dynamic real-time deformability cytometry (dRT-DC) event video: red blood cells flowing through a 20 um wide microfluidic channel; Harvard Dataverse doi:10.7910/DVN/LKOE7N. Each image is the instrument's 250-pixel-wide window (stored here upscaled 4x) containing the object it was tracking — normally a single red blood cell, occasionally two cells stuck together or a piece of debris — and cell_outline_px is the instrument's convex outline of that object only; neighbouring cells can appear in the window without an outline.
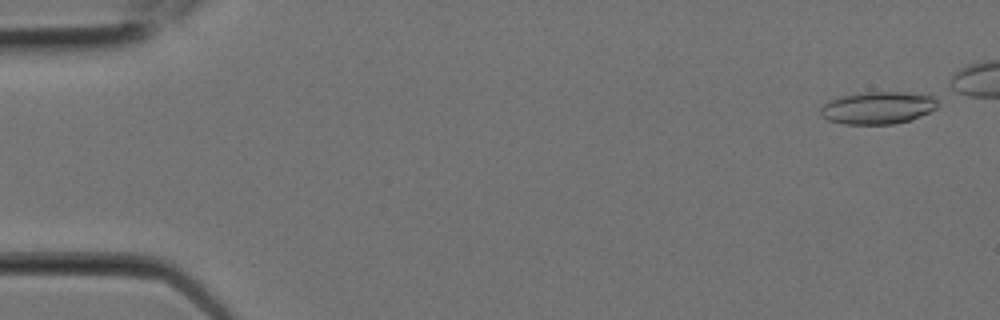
{"species": "Egyptian fruit bat (a non-hibernating species)", "species_latin": "Rousettus aegyptiacus", "temperature_condition": "room temperature", "stored_images_in_passage": 5, "camera_frame_rate_fps": 3000, "um_per_image_px": 0.085, "animal": {"sex": "female"}, "frame": {"image": 1, "passage_image": 1, "time_ms": 0.0, "image_size_px": [1000, 320], "cell_outline_px": [[940, 104], [936, 108], [920, 116], [896, 124], [844, 124], [828, 120], [820, 116], [820, 108], [828, 100], [840, 96], [864, 92], [904, 92], [940, 96]], "centroid_in_image_um": [74.65, 9.15], "position_along_channel_um": 10.4, "area_um2": 22.48}}